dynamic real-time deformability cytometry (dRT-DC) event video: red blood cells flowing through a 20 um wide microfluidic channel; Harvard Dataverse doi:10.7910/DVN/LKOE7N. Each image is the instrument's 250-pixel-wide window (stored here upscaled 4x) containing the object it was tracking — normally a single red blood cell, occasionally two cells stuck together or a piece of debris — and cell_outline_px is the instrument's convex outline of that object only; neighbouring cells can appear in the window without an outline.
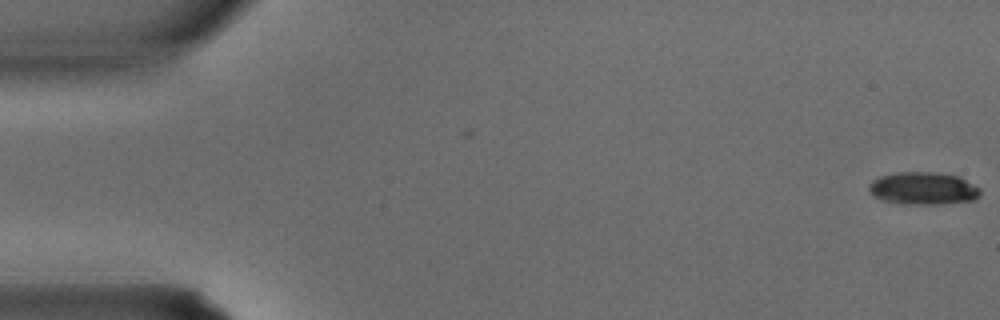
{"species": "common noctule bat (a hibernating species)", "species_latin": "Nyctalus noctula", "temperature_condition": "warm", "stored_images_in_passage": 13, "camera_frame_rate_fps": 3000, "um_per_image_px": 0.085, "animal": {"sex": "male", "body_mass_g": 15.6}, "frame": {"image": 1, "passage_image": 1, "time_ms": 0.0, "image_size_px": [1000, 320], "cell_outline_px": [[980, 192], [972, 200], [940, 204], [904, 204], [884, 200], [872, 196], [868, 192], [868, 184], [872, 180], [880, 176], [896, 172], [940, 172], [960, 176], [980, 188]], "centroid_in_image_um": [78.43, 16.0], "position_along_channel_um": 6.6, "area_um2": 21.27}}
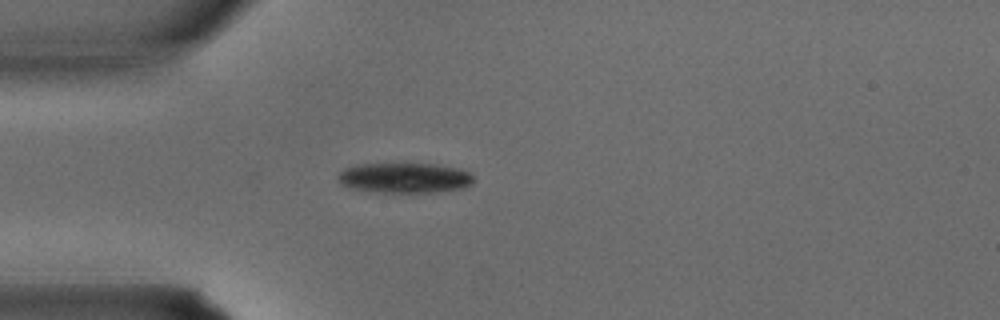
{"frame": {"image": 2, "passage_image": 10, "time_ms": 3.0, "image_size_px": [1000, 320], "cell_outline_px": [[476, 180], [472, 184], [460, 188], [436, 192], [380, 192], [348, 188], [340, 184], [336, 180], [336, 176], [344, 168], [356, 164], [404, 160], [436, 164], [460, 168], [468, 172]], "centroid_in_image_um": [34.33, 15.05], "position_along_channel_um": 50.7, "area_um2": 25.2}}
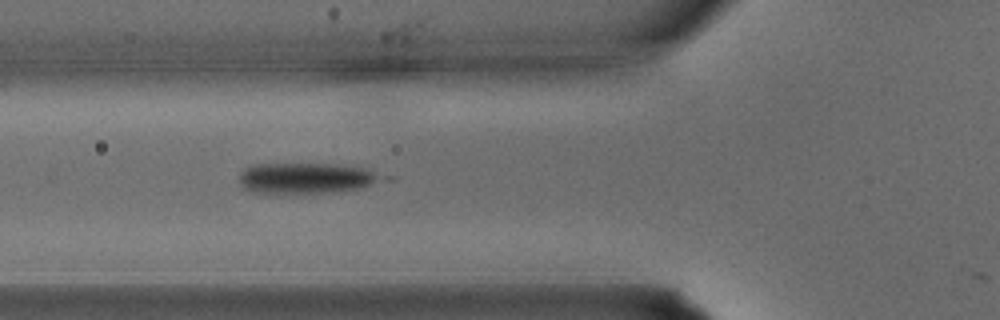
{"frame": {"image": 3, "passage_image": 13, "time_ms": 4.0, "image_size_px": [1000, 320], "cell_outline_px": [[396, 180], [360, 188], [332, 192], [252, 192], [244, 188], [240, 184], [240, 172], [244, 168], [252, 164], [332, 164], [368, 168], [396, 176]], "centroid_in_image_um": [26.29, 15.12], "position_along_channel_um": 99.5, "area_um2": 26.36}}